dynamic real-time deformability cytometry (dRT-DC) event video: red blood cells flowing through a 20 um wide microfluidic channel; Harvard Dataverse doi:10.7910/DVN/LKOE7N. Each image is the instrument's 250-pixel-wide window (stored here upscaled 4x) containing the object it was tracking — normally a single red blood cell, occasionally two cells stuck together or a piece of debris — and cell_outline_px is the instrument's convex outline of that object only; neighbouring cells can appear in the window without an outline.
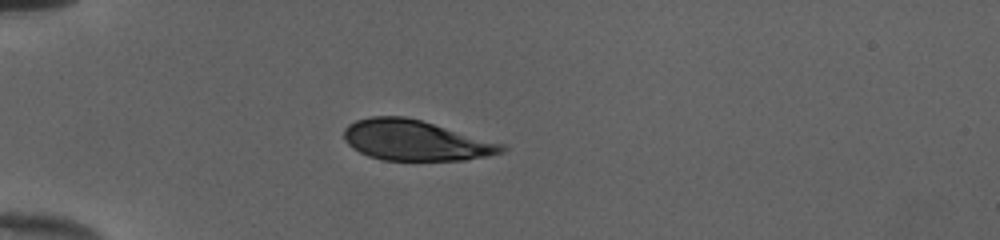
{"species": "human", "species_latin": "Homo sapiens", "temperature_condition": "cold", "stored_images_in_passage": 37, "camera_frame_rate_fps": 3000, "um_per_image_px": 0.085, "donor": {"sex": "female"}, "frame": {"image": 1, "passage_image": 1, "time_ms": 0.0, "image_size_px": [1000, 240], "cell_outline_px": [[508, 148], [504, 152], [488, 156], [464, 160], [380, 160], [368, 156], [352, 148], [344, 140], [344, 128], [348, 124], [356, 120], [372, 116], [404, 116], [420, 120], [504, 144]], "centroid_in_image_um": [35.29, 11.94], "position_along_channel_um": 49.7, "area_um2": 37.11}}
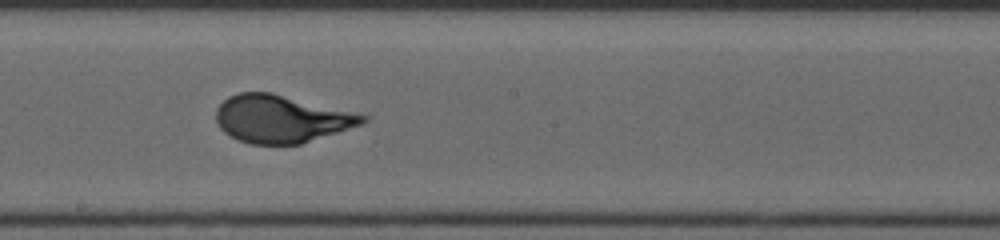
{"frame": {"image": 2, "passage_image": 16, "time_ms": 5.0, "image_size_px": [1000, 240], "cell_outline_px": [[368, 120], [364, 124], [300, 144], [252, 144], [240, 140], [224, 132], [220, 128], [216, 120], [216, 108], [228, 96], [240, 92], [272, 92], [356, 112], [368, 116]], "centroid_in_image_um": [23.93, 10.09], "position_along_channel_um": 224.3, "area_um2": 40.75}}
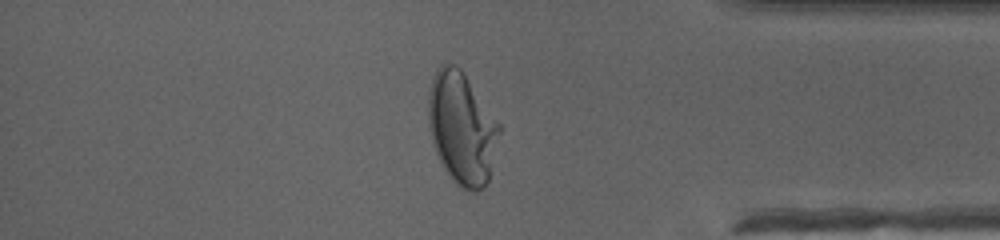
{"frame": {"image": 3, "passage_image": 30, "time_ms": 9.667, "image_size_px": [1000, 240], "cell_outline_px": [[500, 132], [488, 180], [484, 188], [476, 192], [472, 192], [456, 184], [444, 168], [436, 152], [432, 140], [428, 124], [428, 92], [436, 68], [440, 64], [456, 64], [464, 72], [500, 124]], "centroid_in_image_um": [39.25, 10.87], "position_along_channel_um": 396.0, "area_um2": 46.3}, "authors_computed_cell_mechanics": {"area_um2": 40.749, "velocity_mm_per_s": 4.0337, "shape_relaxation_time_tau1_ms": 3.9813, "shape_relaxation_time_tau2_ms": null, "deformation_change_tau1": 0.1768, "deformation_change_tau2": null}}